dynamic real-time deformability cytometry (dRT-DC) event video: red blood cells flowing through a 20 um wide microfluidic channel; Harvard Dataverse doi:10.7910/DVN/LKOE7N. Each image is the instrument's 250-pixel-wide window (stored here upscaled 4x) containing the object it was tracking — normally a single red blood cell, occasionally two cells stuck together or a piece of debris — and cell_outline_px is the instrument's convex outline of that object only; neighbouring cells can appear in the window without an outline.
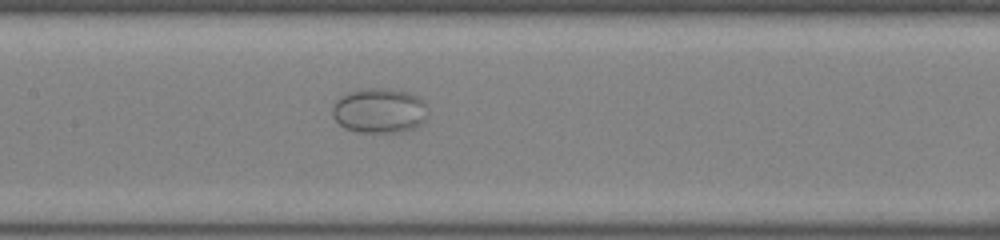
{"species": "common noctule bat (a hibernating species)", "species_latin": "Nyctalus noctula", "temperature_condition": "room temperature", "stored_images_in_passage": 19, "camera_frame_rate_fps": 3000, "um_per_image_px": 0.085, "animal": {"sex": "female", "body_mass_g": 22.0, "forearm_length_mm": 56.7}, "frame": {"image": 1, "passage_image": 11, "time_ms": 3.333, "image_size_px": [1000, 240], "cell_outline_px": [[424, 120], [416, 128], [400, 132], [356, 132], [344, 128], [332, 116], [332, 108], [336, 100], [340, 96], [348, 92], [360, 88], [388, 88], [408, 92], [416, 96], [424, 104]], "centroid_in_image_um": [32.18, 9.4], "position_along_channel_um": 175.2, "area_um2": 24.91}}